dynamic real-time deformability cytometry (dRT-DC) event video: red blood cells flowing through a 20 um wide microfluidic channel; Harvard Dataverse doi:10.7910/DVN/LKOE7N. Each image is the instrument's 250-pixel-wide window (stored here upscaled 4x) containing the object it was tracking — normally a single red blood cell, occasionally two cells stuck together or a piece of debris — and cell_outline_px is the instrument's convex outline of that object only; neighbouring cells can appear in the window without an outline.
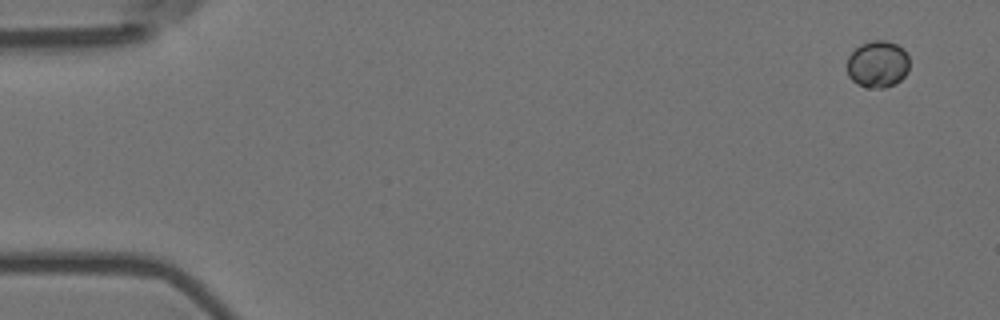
{"species": "Egyptian fruit bat (a non-hibernating species)", "species_latin": "Rousettus aegyptiacus", "temperature_condition": "room temperature", "stored_images_in_passage": 7, "camera_frame_rate_fps": 3000, "um_per_image_px": 0.085, "animal": {"sex": "female"}, "frame": {"image": 1, "passage_image": 1, "time_ms": 0.0, "image_size_px": [1000, 320], "cell_outline_px": [[908, 72], [896, 84], [884, 88], [868, 88], [856, 84], [848, 76], [848, 56], [860, 44], [872, 40], [884, 40], [896, 44], [908, 56]], "centroid_in_image_um": [74.59, 5.47], "position_along_channel_um": 10.4, "area_um2": 17.05}}
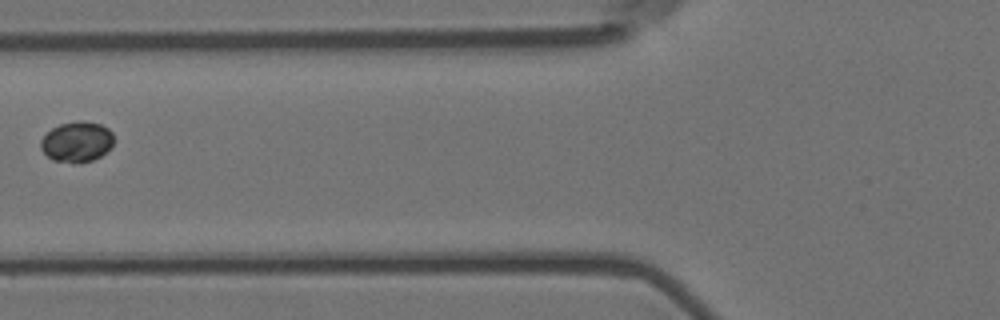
{"frame": {"image": 2, "passage_image": 6, "time_ms": 1.667, "image_size_px": [1000, 320], "cell_outline_px": [[112, 148], [100, 156], [92, 160], [52, 160], [40, 148], [40, 140], [52, 128], [60, 124], [80, 120], [100, 124], [108, 128], [112, 132]], "centroid_in_image_um": [6.54, 12.01], "position_along_channel_um": 119.3, "area_um2": 16.7}}
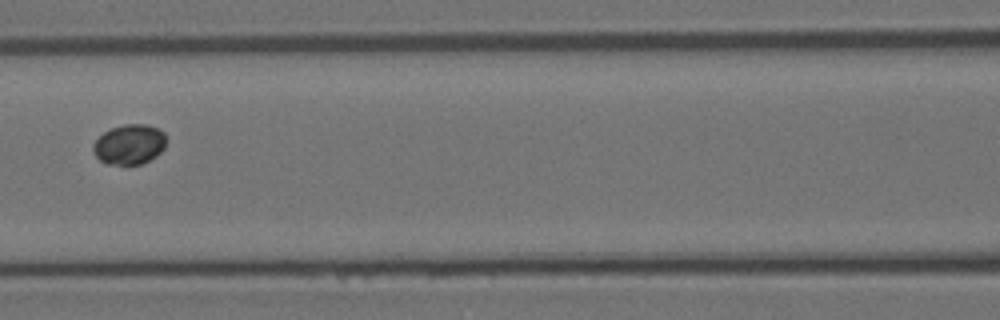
{"frame": {"image": 3, "passage_image": 7, "time_ms": 2.0, "image_size_px": [1000, 320], "cell_outline_px": [[164, 148], [156, 156], [140, 164], [104, 164], [96, 156], [92, 148], [92, 144], [104, 132], [112, 128], [124, 124], [148, 124], [164, 132]], "centroid_in_image_um": [10.97, 12.27], "position_along_channel_um": 155.6, "area_um2": 16.88}}